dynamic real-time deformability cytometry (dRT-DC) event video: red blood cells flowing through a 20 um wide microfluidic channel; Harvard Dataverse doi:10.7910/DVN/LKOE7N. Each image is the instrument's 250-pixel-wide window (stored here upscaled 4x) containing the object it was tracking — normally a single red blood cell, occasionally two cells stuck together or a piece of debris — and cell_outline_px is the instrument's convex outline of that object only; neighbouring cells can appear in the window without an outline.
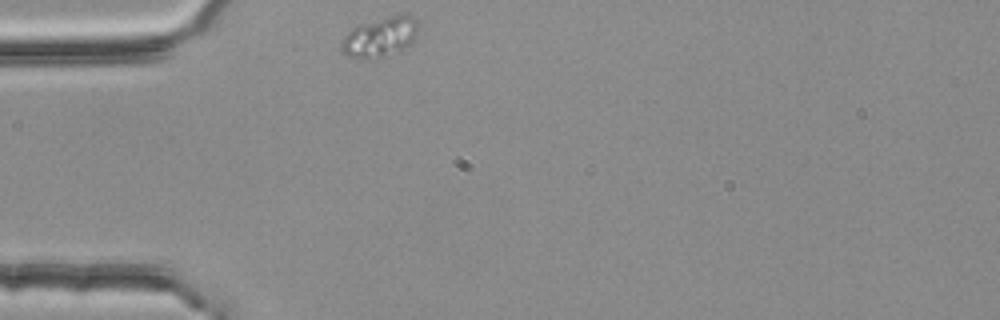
{"species": "common noctule bat (a hibernating species)", "species_latin": "Nyctalus noctula", "temperature_condition": "room temperature", "stored_images_in_passage": 1, "camera_frame_rate_fps": 3000, "um_per_image_px": 0.085, "animal": {"sex": "female", "body_mass_g": 25.1}, "frame": {"image": 1, "passage_image": 1, "time_ms": 0.0, "image_size_px": [1000, 320], "cell_outline_px": [[416, 36], [404, 48], [384, 56], [348, 56], [340, 48], [340, 44], [344, 36], [352, 28], [360, 24], [388, 16], [404, 12], [412, 16], [416, 20]], "centroid_in_image_um": [32.31, 3.08], "position_along_channel_um": 52.7, "area_um2": 17.22}}